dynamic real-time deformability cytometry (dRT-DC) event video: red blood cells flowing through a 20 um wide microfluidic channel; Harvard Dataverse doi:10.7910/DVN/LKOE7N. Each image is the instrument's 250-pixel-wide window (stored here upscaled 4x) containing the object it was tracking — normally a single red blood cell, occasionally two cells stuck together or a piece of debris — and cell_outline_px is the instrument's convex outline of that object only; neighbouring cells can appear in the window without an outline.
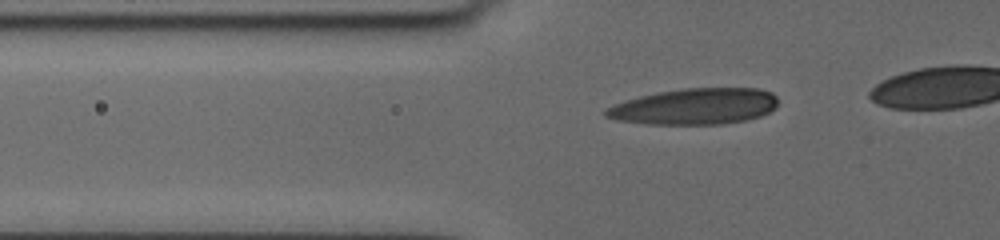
{"species": "human", "species_latin": "Homo sapiens", "temperature_condition": "cold", "stored_images_in_passage": 50, "camera_frame_rate_fps": 3000, "um_per_image_px": 0.085, "donor": {"sex": "female"}, "frame": {"image": 1, "passage_image": 19, "time_ms": 6.0, "image_size_px": [1000, 240], "cell_outline_px": [[776, 108], [760, 116], [748, 120], [724, 124], [648, 124], [616, 120], [604, 116], [604, 108], [640, 96], [660, 92], [684, 88], [760, 88], [772, 92], [776, 96]], "centroid_in_image_um": [59.08, 9.05], "position_along_channel_um": 66.7, "area_um2": 36.3}}
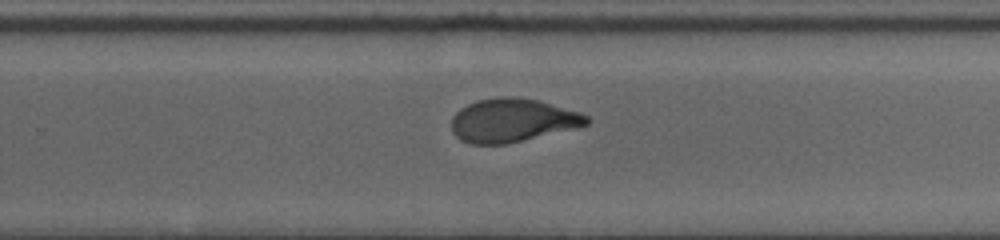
{"frame": {"image": 2, "passage_image": 38, "time_ms": 12.333, "image_size_px": [1000, 240], "cell_outline_px": [[588, 124], [576, 128], [504, 144], [468, 144], [460, 140], [452, 132], [452, 116], [460, 108], [476, 100], [500, 96], [508, 96], [540, 100], [580, 112], [588, 116]], "centroid_in_image_um": [43.53, 10.22], "position_along_channel_um": 286.3, "area_um2": 34.28}}
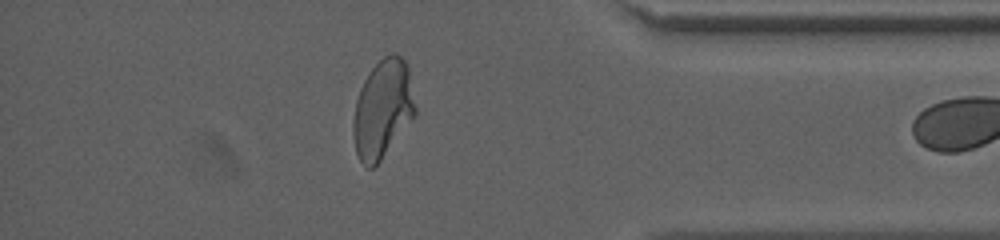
{"frame": {"image": 3, "passage_image": 49, "time_ms": 16.0, "image_size_px": [1000, 240], "cell_outline_px": [[416, 116], [380, 160], [372, 168], [368, 168], [360, 160], [356, 152], [352, 132], [352, 124], [356, 100], [360, 88], [364, 80], [372, 68], [384, 56], [392, 52], [396, 52], [408, 64], [416, 108]], "centroid_in_image_um": [32.54, 9.24], "position_along_channel_um": 402.7, "area_um2": 35.66}}